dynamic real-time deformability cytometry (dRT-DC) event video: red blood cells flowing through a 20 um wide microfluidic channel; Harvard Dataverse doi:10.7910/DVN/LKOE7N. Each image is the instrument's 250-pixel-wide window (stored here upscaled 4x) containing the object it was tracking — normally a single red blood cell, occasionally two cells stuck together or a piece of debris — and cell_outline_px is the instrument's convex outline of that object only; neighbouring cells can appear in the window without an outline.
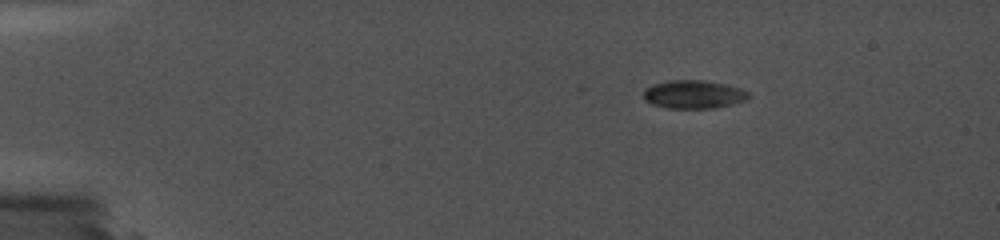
{"species": "common noctule bat (a hibernating species)", "species_latin": "Nyctalus noctula", "temperature_condition": "cold", "stored_images_in_passage": 2, "camera_frame_rate_fps": 5000, "um_per_image_px": 0.085, "animal": {"sex": "female", "body_mass_g": 19.0, "forearm_length_mm": 56.7}, "frame": {"image": 1, "passage_image": 2, "time_ms": 0.6, "image_size_px": [1000, 240], "cell_outline_px": [[748, 100], [732, 104], [712, 108], [668, 108], [652, 104], [644, 100], [644, 88], [652, 84], [668, 80], [704, 80], [724, 84], [740, 88], [748, 92]], "centroid_in_image_um": [58.93, 8.02], "position_along_channel_um": 26.1, "area_um2": 17.34}}